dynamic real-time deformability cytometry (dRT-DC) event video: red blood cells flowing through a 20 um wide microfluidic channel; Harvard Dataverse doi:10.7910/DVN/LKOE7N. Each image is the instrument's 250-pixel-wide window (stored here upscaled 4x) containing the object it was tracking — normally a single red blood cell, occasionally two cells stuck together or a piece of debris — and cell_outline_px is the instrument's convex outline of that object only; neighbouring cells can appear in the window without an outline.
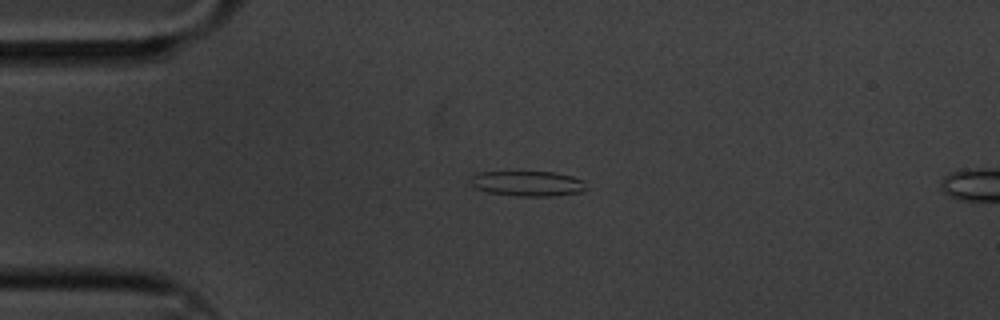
{"species": "common noctule bat (a hibernating species)", "species_latin": "Nyctalus noctula", "temperature_condition": "cold", "stored_images_in_passage": 3, "camera_frame_rate_fps": 3000, "um_per_image_px": 0.085, "animal": {"sex": "male", "body_mass_g": 20.1, "forearm_length_mm": 53.5}, "frame": {"image": 1, "passage_image": 1, "time_ms": 0.0, "image_size_px": [1000, 320], "cell_outline_px": [[588, 188], [580, 192], [552, 196], [516, 196], [488, 192], [476, 188], [472, 184], [468, 176], [480, 172], [552, 172], [572, 176], [584, 180]], "centroid_in_image_um": [44.85, 15.6], "position_along_channel_um": 40.1, "area_um2": 17.05}}